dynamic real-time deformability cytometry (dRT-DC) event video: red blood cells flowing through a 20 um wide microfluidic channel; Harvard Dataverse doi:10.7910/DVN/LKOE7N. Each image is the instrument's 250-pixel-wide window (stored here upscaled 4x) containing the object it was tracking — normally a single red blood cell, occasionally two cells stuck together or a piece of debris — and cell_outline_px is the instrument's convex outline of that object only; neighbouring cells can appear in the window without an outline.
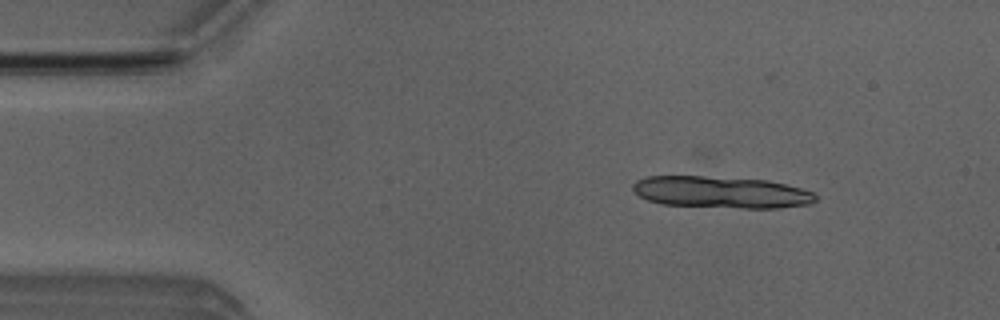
{"species": "Egyptian fruit bat (a non-hibernating species)", "species_latin": "Rousettus aegyptiacus", "temperature_condition": "room temperature", "stored_images_in_passage": 7, "camera_frame_rate_fps": 3000, "um_per_image_px": 0.085, "animal": {"sex": "male"}, "frame": {"image": 1, "passage_image": 5, "time_ms": 4.667, "image_size_px": [1000, 320], "cell_outline_px": [[816, 200], [812, 204], [780, 208], [744, 208], [660, 204], [648, 200], [640, 196], [632, 188], [632, 184], [636, 180], [644, 176], [704, 176], [768, 180], [800, 188], [812, 192], [816, 196]], "centroid_in_image_um": [61.29, 16.34], "position_along_channel_um": 23.7, "area_um2": 33.87}}